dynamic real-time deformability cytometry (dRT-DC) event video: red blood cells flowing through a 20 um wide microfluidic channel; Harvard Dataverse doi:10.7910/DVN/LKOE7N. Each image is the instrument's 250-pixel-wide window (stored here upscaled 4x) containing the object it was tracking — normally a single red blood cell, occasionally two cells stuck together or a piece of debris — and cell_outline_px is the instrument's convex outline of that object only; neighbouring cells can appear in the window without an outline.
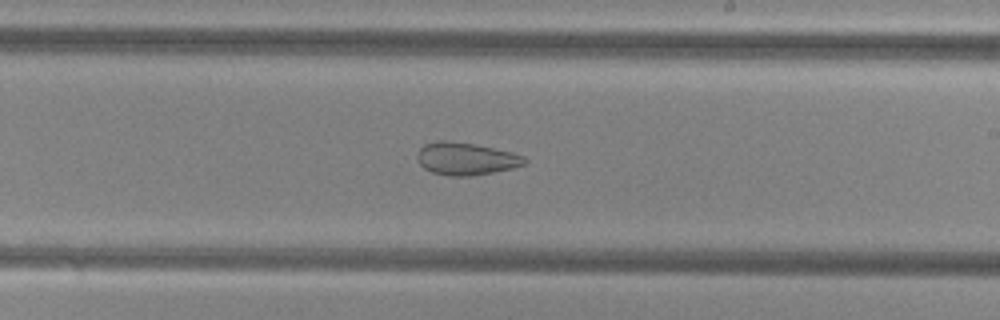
{"species": "common noctule bat (a hibernating species)", "species_latin": "Nyctalus noctula", "temperature_condition": "cold", "stored_images_in_passage": 55, "camera_frame_rate_fps": 3000, "um_per_image_px": 0.085, "animal": {"sex": "female", "body_mass_g": 29.2, "forearm_length_mm": 56.3}, "frame": {"image": 1, "passage_image": 32, "time_ms": 10.333, "image_size_px": [1000, 320], "cell_outline_px": [[528, 160], [524, 164], [512, 168], [472, 176], [448, 176], [432, 172], [424, 168], [420, 164], [416, 156], [420, 148], [424, 144], [436, 140], [444, 140], [476, 144], [512, 152], [524, 156]], "centroid_in_image_um": [39.59, 13.48], "position_along_channel_um": 249.4, "area_um2": 20.4}, "authors_computed_cell_mechanics": {"area_um2": 28.2064, "velocity_mm_per_s": 3.8137, "shape_relaxation_time_tau1_ms": null, "shape_relaxation_time_tau2_ms": 2.88, "deformation_change_tau1": null, "deformation_change_tau2": 0.1062}}